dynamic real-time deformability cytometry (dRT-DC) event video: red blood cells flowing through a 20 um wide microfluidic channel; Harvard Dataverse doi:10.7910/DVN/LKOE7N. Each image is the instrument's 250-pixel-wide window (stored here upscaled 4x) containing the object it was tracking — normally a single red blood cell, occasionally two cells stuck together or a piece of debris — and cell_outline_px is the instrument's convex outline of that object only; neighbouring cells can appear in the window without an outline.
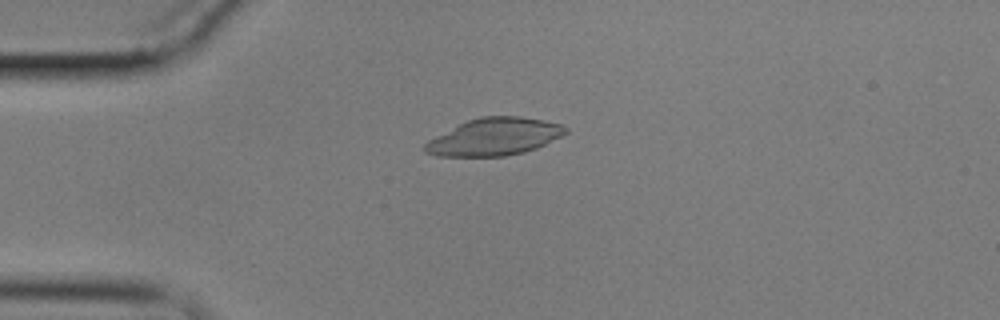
{"species": "common noctule bat (a hibernating species)", "species_latin": "Nyctalus noctula", "temperature_condition": "cold", "stored_images_in_passage": 59, "camera_frame_rate_fps": 3000, "um_per_image_px": 0.085, "animal": {"sex": "male", "body_mass_g": 17.9}, "frame": {"image": 1, "passage_image": 15, "time_ms": 4.667, "image_size_px": [1000, 320], "cell_outline_px": [[568, 132], [536, 148], [524, 152], [504, 156], [436, 156], [424, 152], [424, 144], [428, 140], [468, 120], [480, 116], [520, 116], [544, 120], [564, 124], [568, 128]], "centroid_in_image_um": [42.04, 11.62], "position_along_channel_um": 43.0, "area_um2": 30.46}}
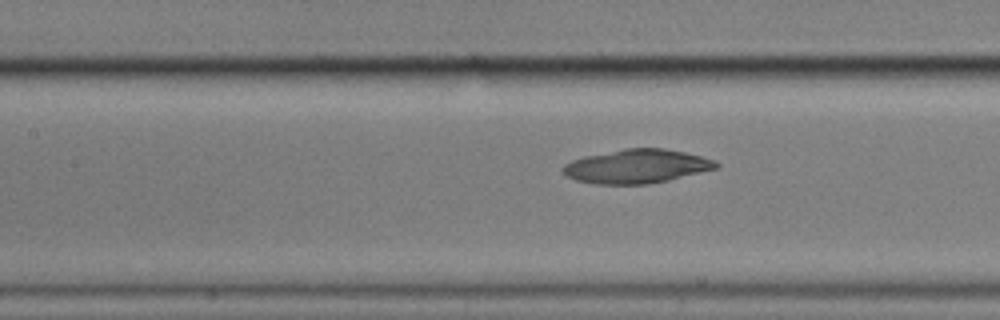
{"frame": {"image": 2, "passage_image": 27, "time_ms": 8.667, "image_size_px": [1000, 320], "cell_outline_px": [[720, 168], [668, 180], [648, 184], [592, 184], [576, 180], [564, 176], [560, 172], [560, 168], [564, 164], [572, 160], [584, 156], [624, 148], [664, 148], [684, 152], [716, 160], [720, 164]], "centroid_in_image_um": [54.09, 14.14], "position_along_channel_um": 153.3, "area_um2": 30.63}}
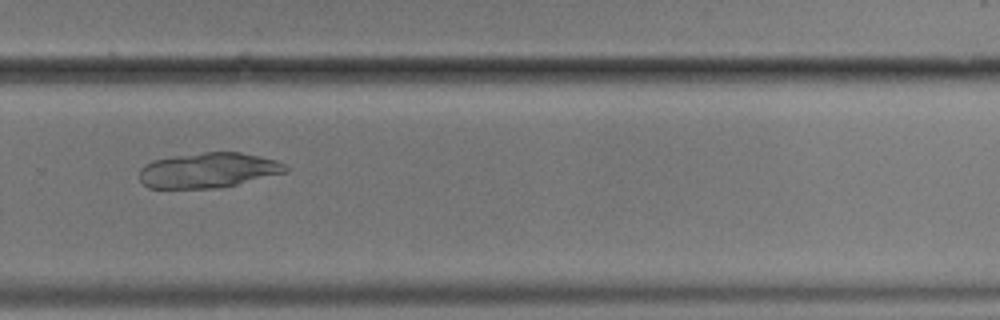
{"frame": {"image": 3, "passage_image": 41, "time_ms": 13.333, "image_size_px": [1000, 320], "cell_outline_px": [[288, 172], [220, 188], [148, 188], [140, 180], [140, 168], [144, 164], [152, 160], [176, 156], [204, 152], [240, 152], [276, 160], [284, 164], [288, 168]], "centroid_in_image_um": [17.7, 14.47], "position_along_channel_um": 312.1, "area_um2": 29.88}}